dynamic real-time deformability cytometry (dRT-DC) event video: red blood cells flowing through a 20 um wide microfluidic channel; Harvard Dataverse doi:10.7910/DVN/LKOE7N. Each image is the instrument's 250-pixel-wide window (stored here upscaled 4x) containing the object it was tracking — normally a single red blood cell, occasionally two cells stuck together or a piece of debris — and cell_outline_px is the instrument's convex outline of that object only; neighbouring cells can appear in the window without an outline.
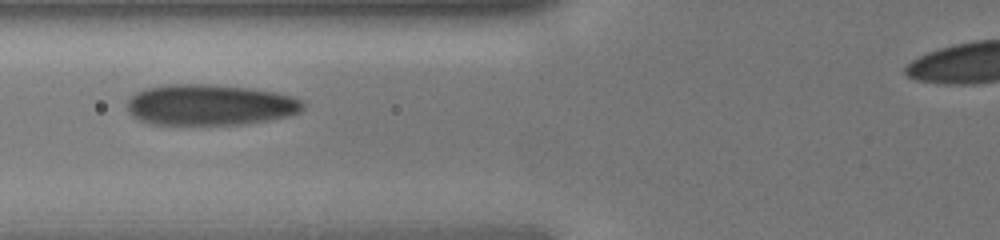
{"species": "human", "species_latin": "Homo sapiens", "temperature_condition": "cold", "stored_images_in_passage": 14, "camera_frame_rate_fps": 3000, "um_per_image_px": 0.085, "donor": {"sex": "male"}, "frame": {"image": 1, "passage_image": 2, "time_ms": 0.333, "image_size_px": [1000, 240], "cell_outline_px": [[304, 108], [300, 112], [288, 116], [268, 120], [240, 124], [148, 124], [132, 116], [128, 112], [128, 96], [144, 88], [164, 84], [208, 84], [252, 88], [276, 92], [292, 96], [300, 100], [304, 104]], "centroid_in_image_um": [17.81, 8.9], "position_along_channel_um": 108.0, "area_um2": 42.19}}
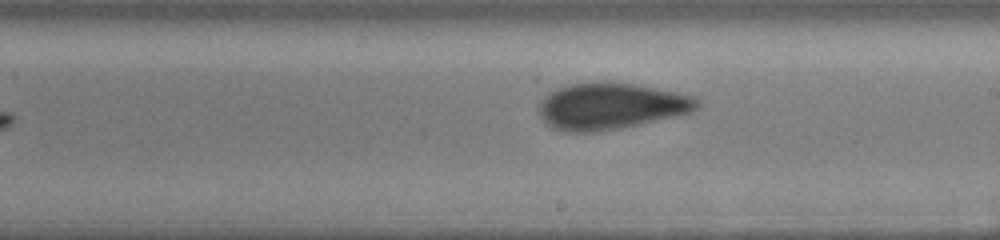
{"frame": {"image": 2, "passage_image": 8, "time_ms": 2.333, "image_size_px": [1000, 240], "cell_outline_px": [[700, 108], [692, 112], [676, 116], [620, 128], [596, 132], [564, 132], [552, 128], [540, 116], [540, 100], [548, 92], [572, 84], [596, 80], [604, 80], [636, 84], [696, 96], [700, 100]], "centroid_in_image_um": [51.94, 9.0], "position_along_channel_um": 237.1, "area_um2": 43.35}}
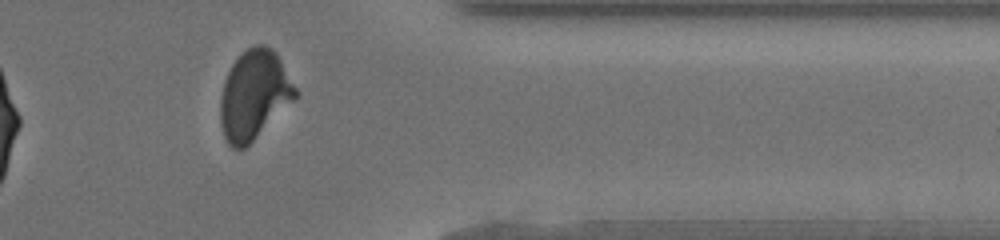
{"frame": {"image": 3, "passage_image": 12, "time_ms": 3.667, "image_size_px": [1000, 240], "cell_outline_px": [[300, 96], [244, 148], [232, 148], [228, 144], [224, 136], [220, 124], [220, 96], [224, 80], [232, 64], [248, 48], [256, 44], [264, 44], [272, 48], [276, 52], [300, 92]], "centroid_in_image_um": [21.63, 8.06], "position_along_channel_um": 389.8, "area_um2": 39.25}}